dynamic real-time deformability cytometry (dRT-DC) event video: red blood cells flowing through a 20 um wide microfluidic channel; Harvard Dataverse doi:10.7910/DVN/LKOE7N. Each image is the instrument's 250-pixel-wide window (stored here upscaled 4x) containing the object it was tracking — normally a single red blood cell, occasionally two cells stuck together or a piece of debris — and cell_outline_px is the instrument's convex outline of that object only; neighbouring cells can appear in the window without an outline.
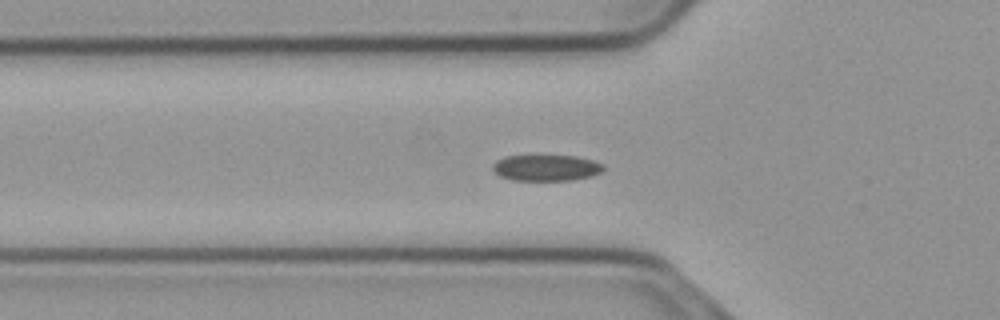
{"species": "common noctule bat (a hibernating species)", "species_latin": "Nyctalus noctula", "temperature_condition": "cold", "stored_images_in_passage": 39, "camera_frame_rate_fps": 3000, "um_per_image_px": 0.085, "animal": {"sex": "male", "body_mass_g": 23.1, "forearm_length_mm": 52.7}, "frame": {"image": 1, "passage_image": 2, "time_ms": 0.333, "image_size_px": [1000, 320], "cell_outline_px": [[604, 168], [600, 172], [592, 176], [572, 180], [512, 180], [500, 176], [492, 172], [492, 164], [496, 160], [504, 156], [576, 156], [592, 160], [604, 164]], "centroid_in_image_um": [46.39, 14.26], "position_along_channel_um": 79.4, "area_um2": 16.94}}
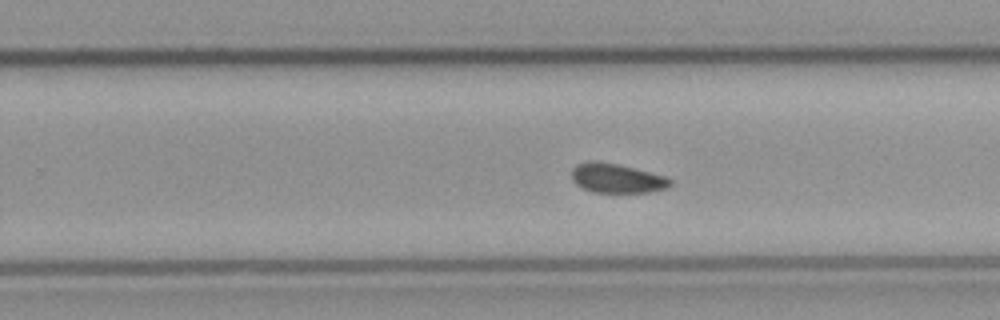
{"frame": {"image": 2, "passage_image": 18, "time_ms": 5.667, "image_size_px": [1000, 320], "cell_outline_px": [[672, 184], [668, 188], [648, 192], [592, 192], [576, 184], [572, 180], [572, 168], [576, 164], [616, 164], [664, 176], [672, 180]], "centroid_in_image_um": [52.47, 15.2], "position_along_channel_um": 277.3, "area_um2": 16.07}}
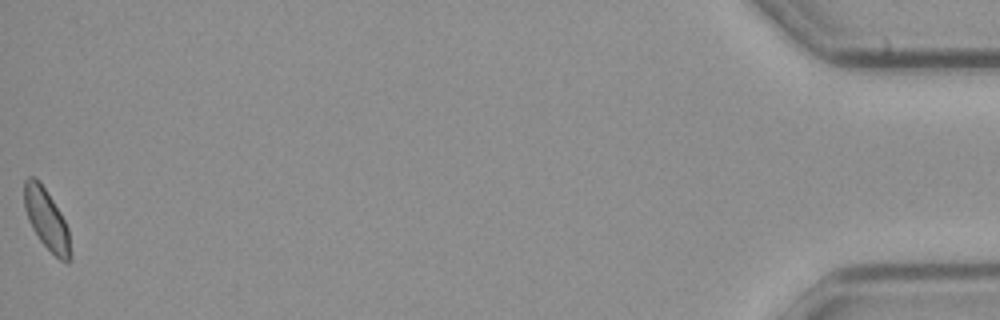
{"frame": {"image": 3, "passage_image": 39, "time_ms": 12.667, "image_size_px": [1000, 320], "cell_outline_px": [[72, 260], [68, 264], [60, 260], [40, 240], [32, 228], [28, 220], [24, 208], [24, 180], [28, 176], [36, 176], [40, 180], [60, 212], [68, 228], [72, 256]], "centroid_in_image_um": [3.96, 18.64], "position_along_channel_um": 431.2, "area_um2": 16.53}, "authors_computed_cell_mechanics": {"area_um2": 16.9354, "velocity_mm_per_s": 3.7032, "shape_relaxation_time_tau1_ms": 3.0257, "shape_relaxation_time_tau2_ms": 9.7102, "deformation_change_tau1": 0.0788, "deformation_change_tau2": 0.1322}}